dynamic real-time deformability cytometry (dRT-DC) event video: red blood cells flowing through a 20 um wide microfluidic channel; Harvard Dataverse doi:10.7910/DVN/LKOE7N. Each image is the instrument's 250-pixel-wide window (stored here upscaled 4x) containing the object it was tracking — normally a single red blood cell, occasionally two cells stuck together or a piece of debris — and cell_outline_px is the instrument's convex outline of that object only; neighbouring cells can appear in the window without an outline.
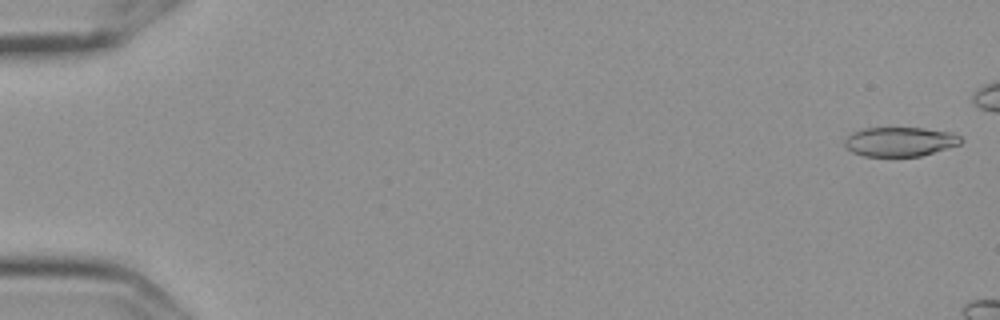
{"species": "Egyptian fruit bat (a non-hibernating species)", "species_latin": "Rousettus aegyptiacus", "temperature_condition": "cold", "stored_images_in_passage": 11, "camera_frame_rate_fps": 3000, "um_per_image_px": 0.085, "frame": {"image": 1, "passage_image": 2, "time_ms": 0.333, "image_size_px": [1000, 320], "cell_outline_px": [[964, 140], [960, 144], [920, 156], [864, 156], [852, 152], [844, 144], [844, 140], [852, 132], [864, 128], [924, 128], [952, 132], [960, 136]], "centroid_in_image_um": [76.5, 12.03], "position_along_channel_um": 8.5, "area_um2": 19.83}}